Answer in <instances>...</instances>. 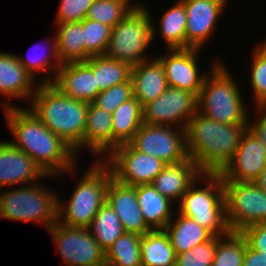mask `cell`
<instances>
[{"label":"cell","mask_w":266,"mask_h":266,"mask_svg":"<svg viewBox=\"0 0 266 266\" xmlns=\"http://www.w3.org/2000/svg\"><path fill=\"white\" fill-rule=\"evenodd\" d=\"M7 126L15 138L11 143L32 158L47 175H75L76 154L50 131L30 109L3 103Z\"/></svg>","instance_id":"cell-1"},{"label":"cell","mask_w":266,"mask_h":266,"mask_svg":"<svg viewBox=\"0 0 266 266\" xmlns=\"http://www.w3.org/2000/svg\"><path fill=\"white\" fill-rule=\"evenodd\" d=\"M248 124H223L198 111L185 128L187 155L203 173H220L233 159Z\"/></svg>","instance_id":"cell-2"},{"label":"cell","mask_w":266,"mask_h":266,"mask_svg":"<svg viewBox=\"0 0 266 266\" xmlns=\"http://www.w3.org/2000/svg\"><path fill=\"white\" fill-rule=\"evenodd\" d=\"M29 109L75 154L84 147L88 103L64 95L52 83L39 84Z\"/></svg>","instance_id":"cell-3"},{"label":"cell","mask_w":266,"mask_h":266,"mask_svg":"<svg viewBox=\"0 0 266 266\" xmlns=\"http://www.w3.org/2000/svg\"><path fill=\"white\" fill-rule=\"evenodd\" d=\"M197 100V111L223 124H248L246 104L243 102L238 84L234 82L227 66L216 60L212 64ZM213 70V71H212Z\"/></svg>","instance_id":"cell-4"},{"label":"cell","mask_w":266,"mask_h":266,"mask_svg":"<svg viewBox=\"0 0 266 266\" xmlns=\"http://www.w3.org/2000/svg\"><path fill=\"white\" fill-rule=\"evenodd\" d=\"M111 176V169L105 161L99 159L95 162L84 173L80 182L76 183L77 187L67 206H63L64 202L62 203L58 197L57 222L70 227L89 228L94 216L106 202V192ZM62 216L63 219H61Z\"/></svg>","instance_id":"cell-5"},{"label":"cell","mask_w":266,"mask_h":266,"mask_svg":"<svg viewBox=\"0 0 266 266\" xmlns=\"http://www.w3.org/2000/svg\"><path fill=\"white\" fill-rule=\"evenodd\" d=\"M201 179L207 184L204 188H196L195 184ZM201 179L199 177L182 196L177 212L193 219L214 236H225L230 230L226 221L222 177L219 173H203Z\"/></svg>","instance_id":"cell-6"},{"label":"cell","mask_w":266,"mask_h":266,"mask_svg":"<svg viewBox=\"0 0 266 266\" xmlns=\"http://www.w3.org/2000/svg\"><path fill=\"white\" fill-rule=\"evenodd\" d=\"M151 21L153 20L146 6L144 8L138 4L112 28L104 55L131 67L148 60L145 50L156 37V28Z\"/></svg>","instance_id":"cell-7"},{"label":"cell","mask_w":266,"mask_h":266,"mask_svg":"<svg viewBox=\"0 0 266 266\" xmlns=\"http://www.w3.org/2000/svg\"><path fill=\"white\" fill-rule=\"evenodd\" d=\"M37 183L0 193V218L45 225L47 230L57 222L58 197ZM43 187V188H42Z\"/></svg>","instance_id":"cell-8"},{"label":"cell","mask_w":266,"mask_h":266,"mask_svg":"<svg viewBox=\"0 0 266 266\" xmlns=\"http://www.w3.org/2000/svg\"><path fill=\"white\" fill-rule=\"evenodd\" d=\"M226 221L229 230L266 223V192L254 182L223 181Z\"/></svg>","instance_id":"cell-9"},{"label":"cell","mask_w":266,"mask_h":266,"mask_svg":"<svg viewBox=\"0 0 266 266\" xmlns=\"http://www.w3.org/2000/svg\"><path fill=\"white\" fill-rule=\"evenodd\" d=\"M48 230L65 265L98 266L106 262L105 252L89 228L70 227L56 222Z\"/></svg>","instance_id":"cell-10"},{"label":"cell","mask_w":266,"mask_h":266,"mask_svg":"<svg viewBox=\"0 0 266 266\" xmlns=\"http://www.w3.org/2000/svg\"><path fill=\"white\" fill-rule=\"evenodd\" d=\"M143 123L129 144L137 151L152 155L165 164H177L188 158L185 129Z\"/></svg>","instance_id":"cell-11"},{"label":"cell","mask_w":266,"mask_h":266,"mask_svg":"<svg viewBox=\"0 0 266 266\" xmlns=\"http://www.w3.org/2000/svg\"><path fill=\"white\" fill-rule=\"evenodd\" d=\"M106 161L112 176L127 185L151 184L155 177L167 165L162 160L152 155L135 150L129 143L117 146ZM109 163V164H108Z\"/></svg>","instance_id":"cell-12"},{"label":"cell","mask_w":266,"mask_h":266,"mask_svg":"<svg viewBox=\"0 0 266 266\" xmlns=\"http://www.w3.org/2000/svg\"><path fill=\"white\" fill-rule=\"evenodd\" d=\"M197 100L198 97L194 93L168 87L154 101L142 107L143 123L162 126L175 125L174 127L177 124L180 128L185 129L190 118L197 112Z\"/></svg>","instance_id":"cell-13"},{"label":"cell","mask_w":266,"mask_h":266,"mask_svg":"<svg viewBox=\"0 0 266 266\" xmlns=\"http://www.w3.org/2000/svg\"><path fill=\"white\" fill-rule=\"evenodd\" d=\"M266 167V149L248 128L233 159L219 173L222 181L254 182Z\"/></svg>","instance_id":"cell-14"},{"label":"cell","mask_w":266,"mask_h":266,"mask_svg":"<svg viewBox=\"0 0 266 266\" xmlns=\"http://www.w3.org/2000/svg\"><path fill=\"white\" fill-rule=\"evenodd\" d=\"M198 51L200 49L196 48L172 49L167 50L166 55L157 57L164 67L168 87L185 90L198 97L208 75L198 71Z\"/></svg>","instance_id":"cell-15"},{"label":"cell","mask_w":266,"mask_h":266,"mask_svg":"<svg viewBox=\"0 0 266 266\" xmlns=\"http://www.w3.org/2000/svg\"><path fill=\"white\" fill-rule=\"evenodd\" d=\"M186 9V49H202L213 33L226 0H180Z\"/></svg>","instance_id":"cell-16"},{"label":"cell","mask_w":266,"mask_h":266,"mask_svg":"<svg viewBox=\"0 0 266 266\" xmlns=\"http://www.w3.org/2000/svg\"><path fill=\"white\" fill-rule=\"evenodd\" d=\"M64 95L92 103L101 92L92 71V56L86 61L65 62L52 83Z\"/></svg>","instance_id":"cell-17"},{"label":"cell","mask_w":266,"mask_h":266,"mask_svg":"<svg viewBox=\"0 0 266 266\" xmlns=\"http://www.w3.org/2000/svg\"><path fill=\"white\" fill-rule=\"evenodd\" d=\"M106 202L119 216L125 232L144 235L151 231L143 219L136 196V186L121 183L111 176Z\"/></svg>","instance_id":"cell-18"},{"label":"cell","mask_w":266,"mask_h":266,"mask_svg":"<svg viewBox=\"0 0 266 266\" xmlns=\"http://www.w3.org/2000/svg\"><path fill=\"white\" fill-rule=\"evenodd\" d=\"M47 175L27 154L10 141H0V187L32 184ZM38 178V179H37ZM32 181V182H31Z\"/></svg>","instance_id":"cell-19"},{"label":"cell","mask_w":266,"mask_h":266,"mask_svg":"<svg viewBox=\"0 0 266 266\" xmlns=\"http://www.w3.org/2000/svg\"><path fill=\"white\" fill-rule=\"evenodd\" d=\"M203 172L189 157L177 164H167L152 181V185L170 201L180 202L182 196Z\"/></svg>","instance_id":"cell-20"},{"label":"cell","mask_w":266,"mask_h":266,"mask_svg":"<svg viewBox=\"0 0 266 266\" xmlns=\"http://www.w3.org/2000/svg\"><path fill=\"white\" fill-rule=\"evenodd\" d=\"M133 96L143 107L154 101L168 88L164 67L158 58L145 60L131 67Z\"/></svg>","instance_id":"cell-21"},{"label":"cell","mask_w":266,"mask_h":266,"mask_svg":"<svg viewBox=\"0 0 266 266\" xmlns=\"http://www.w3.org/2000/svg\"><path fill=\"white\" fill-rule=\"evenodd\" d=\"M34 79L18 62L16 55L0 53V93L2 95L31 100L39 85L34 83ZM35 84L37 87L34 86Z\"/></svg>","instance_id":"cell-22"},{"label":"cell","mask_w":266,"mask_h":266,"mask_svg":"<svg viewBox=\"0 0 266 266\" xmlns=\"http://www.w3.org/2000/svg\"><path fill=\"white\" fill-rule=\"evenodd\" d=\"M136 196L146 225L151 230H164L172 217V204L152 184L136 186Z\"/></svg>","instance_id":"cell-23"},{"label":"cell","mask_w":266,"mask_h":266,"mask_svg":"<svg viewBox=\"0 0 266 266\" xmlns=\"http://www.w3.org/2000/svg\"><path fill=\"white\" fill-rule=\"evenodd\" d=\"M95 155L112 152V114L88 103V113L84 130V147Z\"/></svg>","instance_id":"cell-24"},{"label":"cell","mask_w":266,"mask_h":266,"mask_svg":"<svg viewBox=\"0 0 266 266\" xmlns=\"http://www.w3.org/2000/svg\"><path fill=\"white\" fill-rule=\"evenodd\" d=\"M140 102L133 96L122 103L112 114V151L129 143L143 124Z\"/></svg>","instance_id":"cell-25"},{"label":"cell","mask_w":266,"mask_h":266,"mask_svg":"<svg viewBox=\"0 0 266 266\" xmlns=\"http://www.w3.org/2000/svg\"><path fill=\"white\" fill-rule=\"evenodd\" d=\"M164 228L168 234L176 255L192 249L194 246L211 240L214 235L191 218L177 214Z\"/></svg>","instance_id":"cell-26"},{"label":"cell","mask_w":266,"mask_h":266,"mask_svg":"<svg viewBox=\"0 0 266 266\" xmlns=\"http://www.w3.org/2000/svg\"><path fill=\"white\" fill-rule=\"evenodd\" d=\"M141 266H175L176 253L165 230H151L141 236Z\"/></svg>","instance_id":"cell-27"},{"label":"cell","mask_w":266,"mask_h":266,"mask_svg":"<svg viewBox=\"0 0 266 266\" xmlns=\"http://www.w3.org/2000/svg\"><path fill=\"white\" fill-rule=\"evenodd\" d=\"M56 25L57 52L61 62L85 61L83 21Z\"/></svg>","instance_id":"cell-28"},{"label":"cell","mask_w":266,"mask_h":266,"mask_svg":"<svg viewBox=\"0 0 266 266\" xmlns=\"http://www.w3.org/2000/svg\"><path fill=\"white\" fill-rule=\"evenodd\" d=\"M186 21V9L180 0L161 18L160 37L164 39L168 50L186 49Z\"/></svg>","instance_id":"cell-29"},{"label":"cell","mask_w":266,"mask_h":266,"mask_svg":"<svg viewBox=\"0 0 266 266\" xmlns=\"http://www.w3.org/2000/svg\"><path fill=\"white\" fill-rule=\"evenodd\" d=\"M89 229L104 252L125 232L119 216L107 202L100 207Z\"/></svg>","instance_id":"cell-30"},{"label":"cell","mask_w":266,"mask_h":266,"mask_svg":"<svg viewBox=\"0 0 266 266\" xmlns=\"http://www.w3.org/2000/svg\"><path fill=\"white\" fill-rule=\"evenodd\" d=\"M92 71L100 91L130 79L131 66L125 62L106 57L92 56Z\"/></svg>","instance_id":"cell-31"},{"label":"cell","mask_w":266,"mask_h":266,"mask_svg":"<svg viewBox=\"0 0 266 266\" xmlns=\"http://www.w3.org/2000/svg\"><path fill=\"white\" fill-rule=\"evenodd\" d=\"M141 236L124 232L105 252L106 263L111 266H141Z\"/></svg>","instance_id":"cell-32"},{"label":"cell","mask_w":266,"mask_h":266,"mask_svg":"<svg viewBox=\"0 0 266 266\" xmlns=\"http://www.w3.org/2000/svg\"><path fill=\"white\" fill-rule=\"evenodd\" d=\"M216 236V250L211 266H242L247 242L240 232ZM224 241V242H223Z\"/></svg>","instance_id":"cell-33"},{"label":"cell","mask_w":266,"mask_h":266,"mask_svg":"<svg viewBox=\"0 0 266 266\" xmlns=\"http://www.w3.org/2000/svg\"><path fill=\"white\" fill-rule=\"evenodd\" d=\"M131 0H94L86 15L87 19L98 21L113 28L124 19L138 4Z\"/></svg>","instance_id":"cell-34"},{"label":"cell","mask_w":266,"mask_h":266,"mask_svg":"<svg viewBox=\"0 0 266 266\" xmlns=\"http://www.w3.org/2000/svg\"><path fill=\"white\" fill-rule=\"evenodd\" d=\"M50 41H51V38H49L48 40H46V42H45V44L47 43L48 44V46L49 45H51V46H49V48H48V52H49V54H45L46 56H42V55H44V54H38L39 53V51H38V48L39 47H35L33 50H34V52H36L37 54H36V56L34 57V55H33V57H27V59L25 58H21V57H19V56H17L16 55V57H17V60H18V62L31 74V76H33V78L35 77V73L37 74V73H41V72H49L50 71V69H51V72H52V69H53V71L55 72L52 76H53V79H52V76L51 77H49L48 75L45 77L44 76V78H43V80H41L42 82H40V84H45V83H53V81L55 80V78H56V75H57V73H58V70H59V68L62 66V62H61V60L59 59V57H58V52H57V37L55 36V39L53 40L52 39V41L53 42H51L50 43ZM53 44V45H52ZM42 48V47H41ZM44 48V47H43ZM50 50V51H49ZM46 52H47V50H46ZM42 56V57H41ZM43 57H45V58H43ZM52 59V60H51ZM53 61V62H52ZM55 62V63H54ZM54 65H53V64ZM51 64V65H50ZM52 65H53V68H52ZM51 66V67H50ZM49 70V71H48ZM40 71V72H39ZM55 75V76H54ZM49 77V78H48ZM55 77V78H54Z\"/></svg>","instance_id":"cell-35"},{"label":"cell","mask_w":266,"mask_h":266,"mask_svg":"<svg viewBox=\"0 0 266 266\" xmlns=\"http://www.w3.org/2000/svg\"><path fill=\"white\" fill-rule=\"evenodd\" d=\"M112 28L98 21L83 20V41L85 42V61L91 56L104 55L111 37Z\"/></svg>","instance_id":"cell-36"},{"label":"cell","mask_w":266,"mask_h":266,"mask_svg":"<svg viewBox=\"0 0 266 266\" xmlns=\"http://www.w3.org/2000/svg\"><path fill=\"white\" fill-rule=\"evenodd\" d=\"M253 50L250 83L256 107H266V40Z\"/></svg>","instance_id":"cell-37"},{"label":"cell","mask_w":266,"mask_h":266,"mask_svg":"<svg viewBox=\"0 0 266 266\" xmlns=\"http://www.w3.org/2000/svg\"><path fill=\"white\" fill-rule=\"evenodd\" d=\"M133 97L132 82H127L112 86L109 89L102 90L92 102L100 109L113 114L122 103Z\"/></svg>","instance_id":"cell-38"},{"label":"cell","mask_w":266,"mask_h":266,"mask_svg":"<svg viewBox=\"0 0 266 266\" xmlns=\"http://www.w3.org/2000/svg\"><path fill=\"white\" fill-rule=\"evenodd\" d=\"M216 250V236L176 255L175 266H211Z\"/></svg>","instance_id":"cell-39"},{"label":"cell","mask_w":266,"mask_h":266,"mask_svg":"<svg viewBox=\"0 0 266 266\" xmlns=\"http://www.w3.org/2000/svg\"><path fill=\"white\" fill-rule=\"evenodd\" d=\"M93 2L94 0H61L56 15V24L83 21Z\"/></svg>","instance_id":"cell-40"},{"label":"cell","mask_w":266,"mask_h":266,"mask_svg":"<svg viewBox=\"0 0 266 266\" xmlns=\"http://www.w3.org/2000/svg\"><path fill=\"white\" fill-rule=\"evenodd\" d=\"M240 233L245 237L251 249L266 255V223L246 227Z\"/></svg>","instance_id":"cell-41"},{"label":"cell","mask_w":266,"mask_h":266,"mask_svg":"<svg viewBox=\"0 0 266 266\" xmlns=\"http://www.w3.org/2000/svg\"><path fill=\"white\" fill-rule=\"evenodd\" d=\"M258 119L254 122H248V129L260 140L266 149V107H256Z\"/></svg>","instance_id":"cell-42"},{"label":"cell","mask_w":266,"mask_h":266,"mask_svg":"<svg viewBox=\"0 0 266 266\" xmlns=\"http://www.w3.org/2000/svg\"><path fill=\"white\" fill-rule=\"evenodd\" d=\"M242 266H266V255L247 245Z\"/></svg>","instance_id":"cell-43"},{"label":"cell","mask_w":266,"mask_h":266,"mask_svg":"<svg viewBox=\"0 0 266 266\" xmlns=\"http://www.w3.org/2000/svg\"><path fill=\"white\" fill-rule=\"evenodd\" d=\"M254 183L266 192V167L260 172Z\"/></svg>","instance_id":"cell-44"},{"label":"cell","mask_w":266,"mask_h":266,"mask_svg":"<svg viewBox=\"0 0 266 266\" xmlns=\"http://www.w3.org/2000/svg\"><path fill=\"white\" fill-rule=\"evenodd\" d=\"M98 266H111L109 263H103V264H101V265H98Z\"/></svg>","instance_id":"cell-45"}]
</instances>
